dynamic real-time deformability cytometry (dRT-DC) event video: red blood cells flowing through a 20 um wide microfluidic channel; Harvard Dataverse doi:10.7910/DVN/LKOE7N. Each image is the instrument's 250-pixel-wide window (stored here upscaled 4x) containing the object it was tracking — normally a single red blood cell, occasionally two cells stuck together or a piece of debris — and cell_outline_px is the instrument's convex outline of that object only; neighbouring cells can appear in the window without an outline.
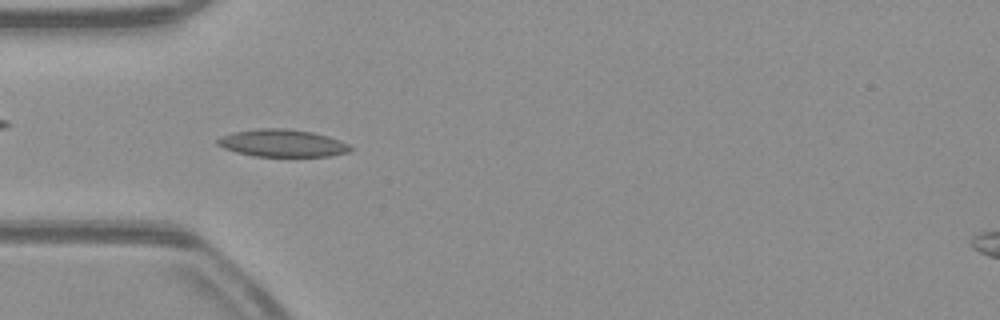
{"species": "common noctule bat (a hibernating species)", "species_latin": "Nyctalus noctula", "temperature_condition": "warm", "stored_images_in_passage": 51, "camera_frame_rate_fps": 3000, "um_per_image_px": 0.085, "animal": {"sex": "male", "body_mass_g": 23.1, "forearm_length_mm": 52.7}, "frame": {"image": 1, "passage_image": 15, "time_ms": 4.667, "image_size_px": [1000, 320], "cell_outline_px": [[352, 148], [348, 152], [328, 156], [252, 156], [236, 152], [224, 148], [216, 144], [216, 140], [220, 136], [232, 132], [260, 128], [284, 128], [312, 132], [328, 136], [340, 140], [348, 144]], "centroid_in_image_um": [23.96, 12.16], "position_along_channel_um": 61.0, "area_um2": 21.21}}
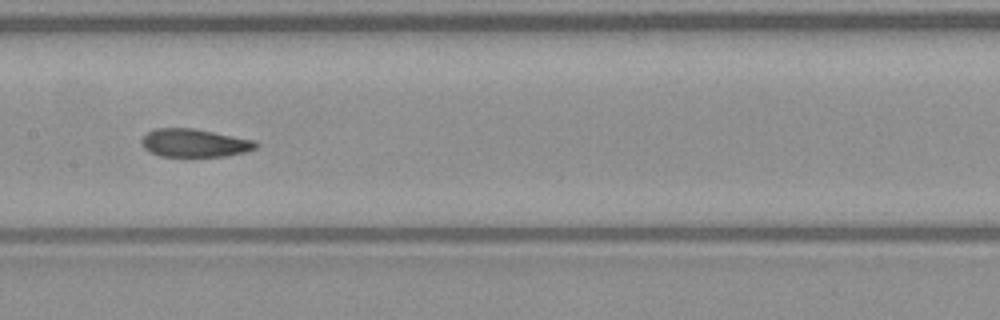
{"frame": {"image": 2, "passage_image": 25, "time_ms": 8.0, "image_size_px": [1000, 320], "cell_outline_px": [[260, 144], [256, 148], [244, 152], [224, 156], [160, 156], [148, 152], [140, 144], [140, 140], [148, 132], [156, 128], [192, 128], [256, 140]], "centroid_in_image_um": [16.51, 12.15], "position_along_channel_um": 190.9, "area_um2": 18.79}}
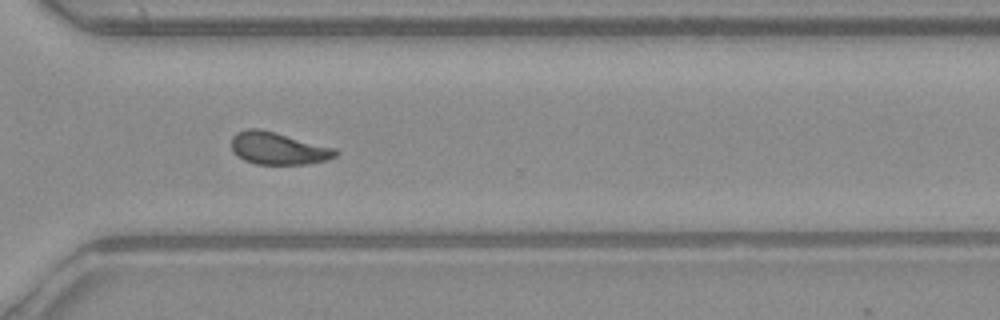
{"frame": {"image": 3, "passage_image": 37, "time_ms": 12.0, "image_size_px": [1000, 320], "cell_outline_px": [[340, 152], [336, 156], [328, 160], [304, 164], [256, 164], [244, 160], [232, 148], [232, 136], [236, 132], [244, 128], [260, 128], [336, 148]], "centroid_in_image_um": [23.67, 12.6], "position_along_channel_um": 346.9, "area_um2": 19.65}, "authors_computed_cell_mechanics": {"area_um2": 19.5942, "velocity_mm_per_s": 3.9144, "shape_relaxation_time_tau1_ms": 6.8878, "shape_relaxation_time_tau2_ms": 1.9864, "deformation_change_tau1": 0.1978, "deformation_change_tau2": 0.0896}}